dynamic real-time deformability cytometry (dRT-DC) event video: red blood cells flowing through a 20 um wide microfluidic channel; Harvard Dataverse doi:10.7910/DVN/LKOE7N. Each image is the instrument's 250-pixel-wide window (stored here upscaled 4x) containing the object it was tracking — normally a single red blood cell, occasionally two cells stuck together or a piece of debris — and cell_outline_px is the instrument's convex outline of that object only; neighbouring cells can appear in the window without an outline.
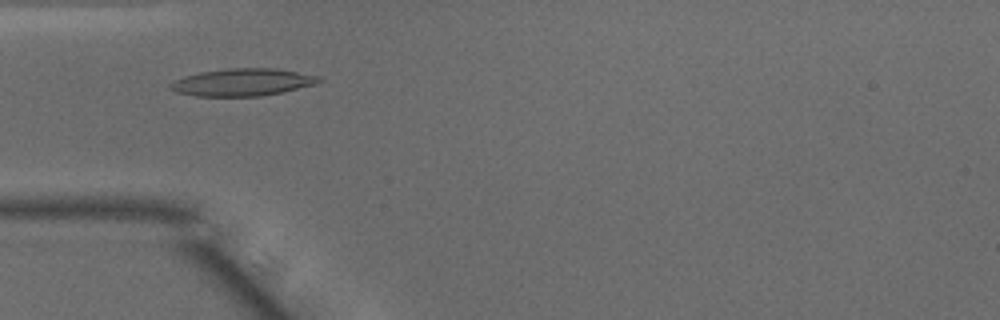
{"species": "common noctule bat (a hibernating species)", "species_latin": "Nyctalus noctula", "temperature_condition": "warm", "stored_images_in_passage": 40, "camera_frame_rate_fps": 3000, "um_per_image_px": 0.085, "animal": {"sex": "male", "body_mass_g": 15.6}, "frame": {"image": 1, "passage_image": 6, "time_ms": 1.667, "image_size_px": [1000, 320], "cell_outline_px": [[324, 80], [316, 84], [280, 92], [260, 96], [196, 96], [176, 92], [168, 88], [168, 84], [172, 80], [184, 76], [200, 72], [232, 68], [276, 68], [320, 76]], "centroid_in_image_um": [20.58, 6.98], "position_along_channel_um": 64.4, "area_um2": 23.76}}
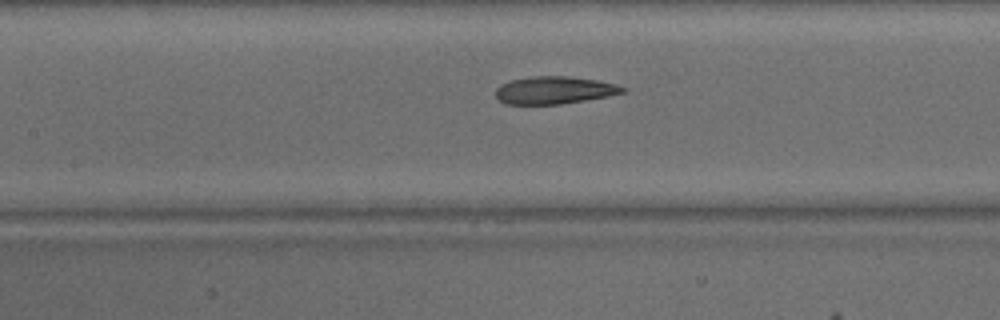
{"frame": {"image": 2, "passage_image": 13, "time_ms": 4.0, "image_size_px": [1000, 320], "cell_outline_px": [[628, 88], [624, 92], [608, 96], [560, 104], [504, 104], [496, 96], [496, 88], [500, 84], [512, 80], [532, 76], [568, 76], [596, 80], [616, 84]], "centroid_in_image_um": [47.11, 7.66], "position_along_channel_um": 160.3, "area_um2": 20.29}}
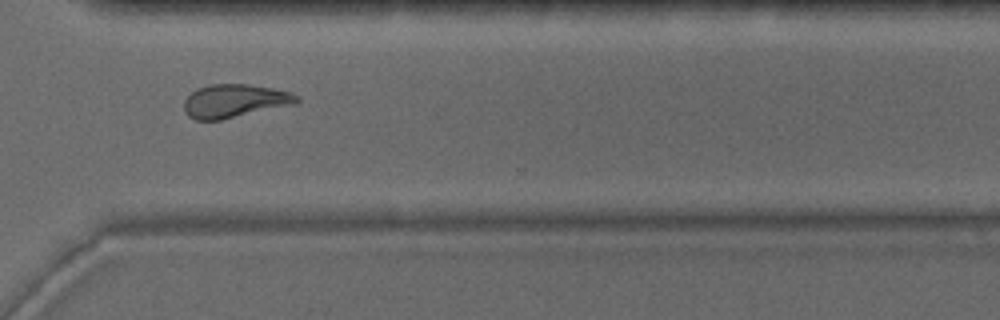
{"frame": {"image": 3, "passage_image": 27, "time_ms": 8.667, "image_size_px": [1000, 320], "cell_outline_px": [[300, 100], [296, 104], [220, 120], [196, 120], [188, 116], [184, 112], [184, 100], [196, 88], [212, 84], [248, 84], [272, 88], [288, 92], [300, 96]], "centroid_in_image_um": [19.94, 8.58], "position_along_channel_um": 350.7, "area_um2": 21.96}, "authors_computed_cell_mechanics": {"area_um2": 21.4438, "velocity_mm_per_s": 4.0846, "shape_relaxation_time_tau1_ms": 7.278, "shape_relaxation_time_tau2_ms": 1.458, "deformation_change_tau1": 0.2295, "deformation_change_tau2": 0.0974}}